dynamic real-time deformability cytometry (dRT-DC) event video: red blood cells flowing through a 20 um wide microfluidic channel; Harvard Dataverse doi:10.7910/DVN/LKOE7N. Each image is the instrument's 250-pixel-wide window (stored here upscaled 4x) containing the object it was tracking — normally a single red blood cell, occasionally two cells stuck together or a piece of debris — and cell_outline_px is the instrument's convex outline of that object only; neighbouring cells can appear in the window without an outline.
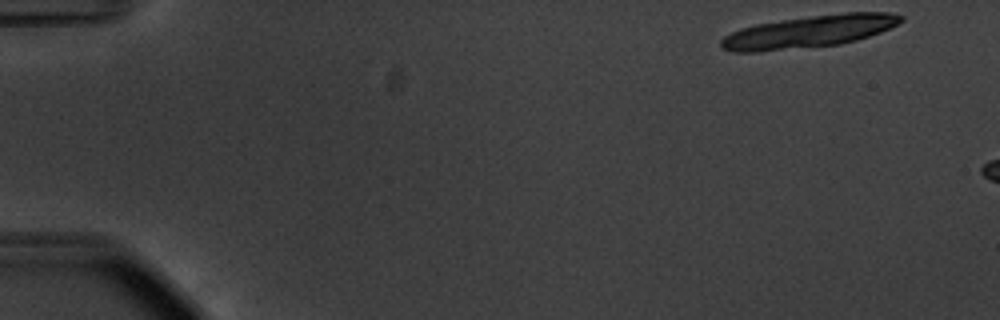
{"species": "common noctule bat (a hibernating species)", "species_latin": "Nyctalus noctula", "temperature_condition": "warm", "stored_images_in_passage": 6, "camera_frame_rate_fps": 3000, "um_per_image_px": 0.085, "animal": {"sex": "male", "body_mass_g": 20.1, "forearm_length_mm": 53.5}, "frame": {"image": 1, "passage_image": 1, "time_ms": 0.0, "image_size_px": [1000, 320], "cell_outline_px": [[904, 20], [880, 32], [856, 40], [840, 44], [760, 52], [732, 52], [720, 48], [720, 40], [724, 36], [740, 28], [756, 24], [812, 16], [844, 12], [888, 12], [904, 16]], "centroid_in_image_um": [68.73, 2.69], "position_along_channel_um": 16.3, "area_um2": 33.64}}